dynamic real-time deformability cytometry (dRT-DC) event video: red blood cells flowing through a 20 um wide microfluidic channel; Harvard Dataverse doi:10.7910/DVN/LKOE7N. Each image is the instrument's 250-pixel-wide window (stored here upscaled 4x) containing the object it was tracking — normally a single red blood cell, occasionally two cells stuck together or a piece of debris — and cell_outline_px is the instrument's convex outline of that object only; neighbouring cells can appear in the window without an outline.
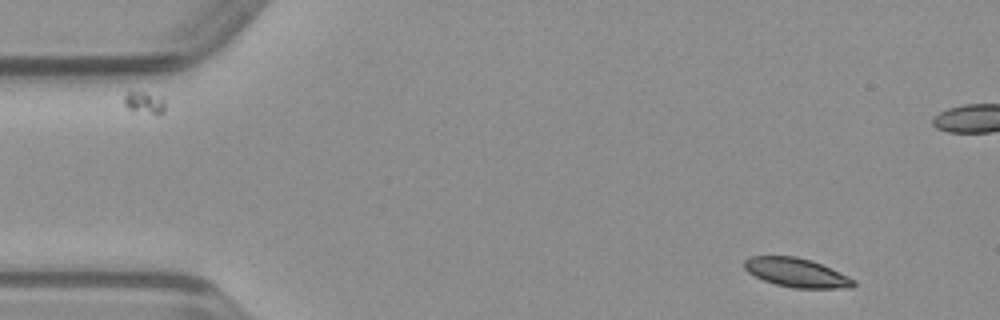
{"species": "common noctule bat (a hibernating species)", "species_latin": "Nyctalus noctula", "temperature_condition": "warm", "stored_images_in_passage": 47, "camera_frame_rate_fps": 3000, "um_per_image_px": 0.085, "animal": {"sex": "male", "body_mass_g": 23.1, "forearm_length_mm": 52.7}, "frame": {"image": 1, "passage_image": 1, "time_ms": 0.0, "image_size_px": [1000, 320], "cell_outline_px": [[856, 284], [852, 288], [792, 288], [776, 284], [764, 280], [748, 272], [744, 268], [744, 260], [748, 256], [796, 256], [812, 260], [848, 276], [856, 280]], "centroid_in_image_um": [67.71, 23.17], "position_along_channel_um": 17.3, "area_um2": 18.5}}
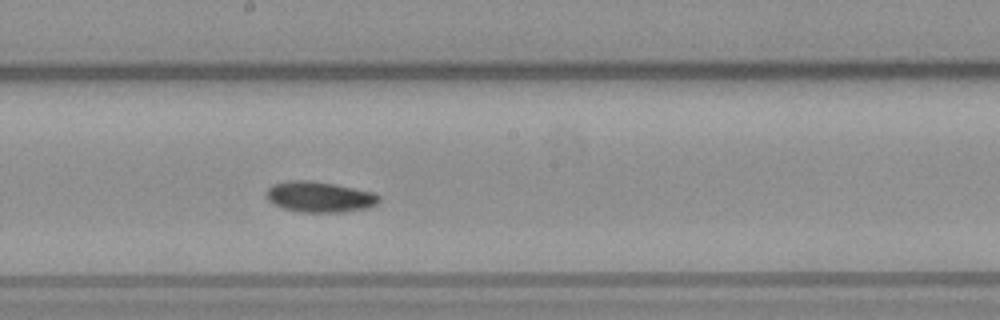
{"frame": {"image": 2, "passage_image": 23, "time_ms": 7.333, "image_size_px": [1000, 320], "cell_outline_px": [[380, 200], [376, 204], [368, 208], [344, 212], [296, 212], [284, 208], [268, 200], [268, 188], [272, 184], [288, 180], [308, 180], [332, 184], [372, 192], [380, 196]], "centroid_in_image_um": [27.17, 16.74], "position_along_channel_um": 221.0, "area_um2": 19.94}}
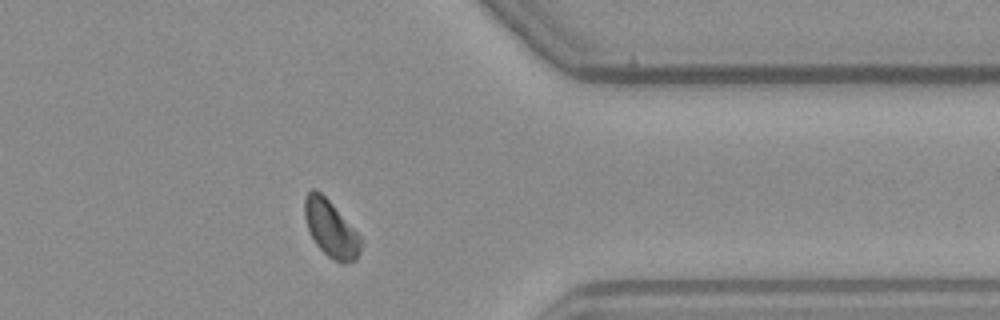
{"frame": {"image": 3, "passage_image": 36, "time_ms": 11.667, "image_size_px": [1000, 320], "cell_outline_px": [[364, 244], [356, 260], [344, 264], [340, 264], [328, 256], [316, 244], [308, 228], [304, 216], [304, 196], [312, 188], [316, 188], [332, 204], [364, 240]], "centroid_in_image_um": [28.14, 19.46], "position_along_channel_um": 383.3, "area_um2": 18.67}}